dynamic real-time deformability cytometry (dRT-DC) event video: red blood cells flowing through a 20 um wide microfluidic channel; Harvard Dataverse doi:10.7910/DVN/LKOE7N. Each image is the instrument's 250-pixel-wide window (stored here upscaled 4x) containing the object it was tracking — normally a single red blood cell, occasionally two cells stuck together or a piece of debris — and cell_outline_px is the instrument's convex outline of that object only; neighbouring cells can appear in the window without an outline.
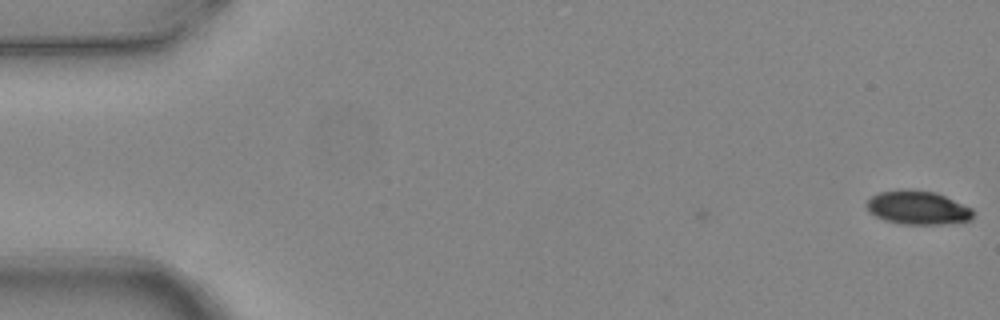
{"species": "common noctule bat (a hibernating species)", "species_latin": "Nyctalus noctula", "temperature_condition": "warm", "stored_images_in_passage": 5, "camera_frame_rate_fps": 3000, "um_per_image_px": 0.085, "animal": {"sex": "female", "body_mass_g": 24.6, "forearm_length_mm": 56.2}, "frame": {"image": 1, "passage_image": 1, "time_ms": 0.0, "image_size_px": [1000, 320], "cell_outline_px": [[972, 216], [968, 220], [940, 224], [900, 224], [884, 220], [868, 212], [864, 204], [872, 196], [880, 192], [908, 188], [912, 188], [936, 192], [972, 208]], "centroid_in_image_um": [77.94, 17.63], "position_along_channel_um": 7.1, "area_um2": 20.98}}
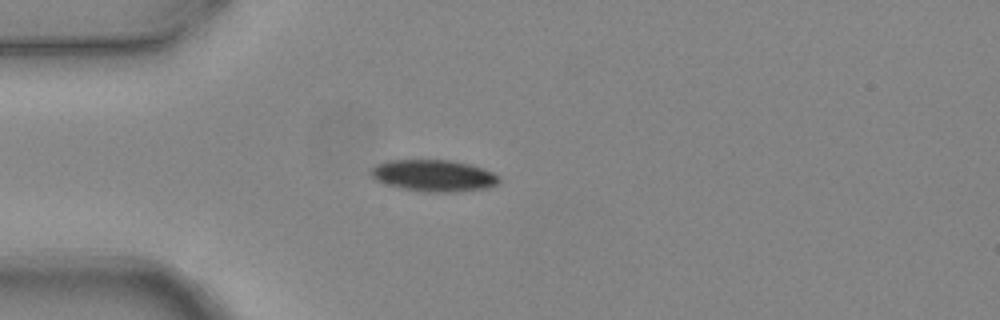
{"frame": {"image": 2, "passage_image": 5, "time_ms": 1.333, "image_size_px": [1000, 320], "cell_outline_px": [[500, 180], [496, 184], [488, 188], [452, 192], [424, 192], [384, 184], [376, 180], [368, 172], [376, 164], [388, 160], [448, 160], [468, 164], [484, 168], [500, 176]], "centroid_in_image_um": [36.85, 14.93], "position_along_channel_um": 48.1, "area_um2": 23.7}}